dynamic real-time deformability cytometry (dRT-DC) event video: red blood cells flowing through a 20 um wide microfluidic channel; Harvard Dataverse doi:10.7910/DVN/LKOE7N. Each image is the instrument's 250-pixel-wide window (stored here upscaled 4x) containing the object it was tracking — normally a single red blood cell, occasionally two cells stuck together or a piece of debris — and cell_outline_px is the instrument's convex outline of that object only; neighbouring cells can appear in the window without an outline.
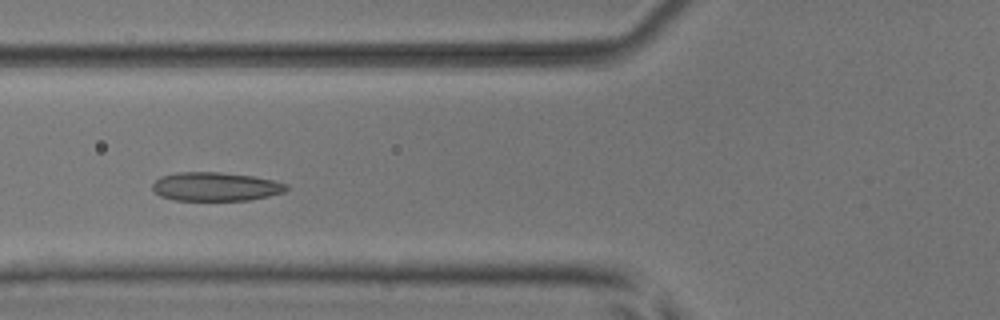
{"species": "common noctule bat (a hibernating species)", "species_latin": "Nyctalus noctula", "temperature_condition": "room temperature", "stored_images_in_passage": 8, "camera_frame_rate_fps": 3000, "um_per_image_px": 0.085, "animal": {"sex": "male", "body_mass_g": 17.9, "forearm_length_mm": 54.2}, "frame": {"image": 1, "passage_image": 5, "time_ms": 4.667, "image_size_px": [1000, 320], "cell_outline_px": [[288, 188], [284, 192], [268, 196], [248, 200], [176, 200], [160, 196], [152, 188], [152, 184], [160, 176], [176, 172], [220, 172], [252, 176], [272, 180], [288, 184]], "centroid_in_image_um": [18.31, 15.85], "position_along_channel_um": 107.5, "area_um2": 22.37}}
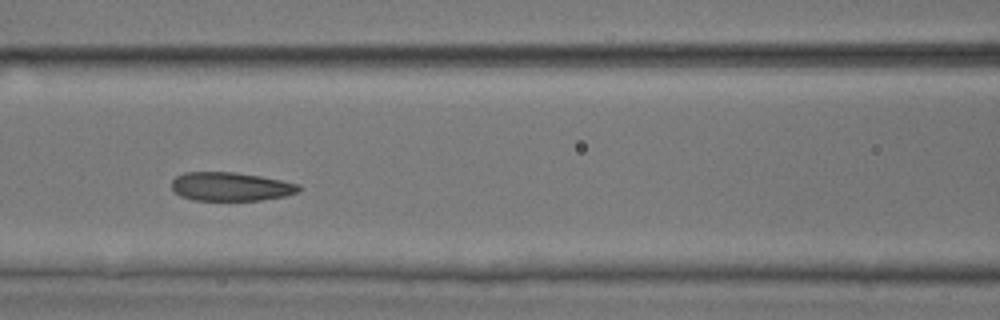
{"frame": {"image": 2, "passage_image": 6, "time_ms": 5.667, "image_size_px": [1000, 320], "cell_outline_px": [[300, 192], [284, 196], [260, 200], [192, 200], [180, 196], [172, 188], [172, 180], [176, 176], [184, 172], [236, 172], [260, 176], [300, 184]], "centroid_in_image_um": [19.61, 15.86], "position_along_channel_um": 147.0, "area_um2": 21.27}}